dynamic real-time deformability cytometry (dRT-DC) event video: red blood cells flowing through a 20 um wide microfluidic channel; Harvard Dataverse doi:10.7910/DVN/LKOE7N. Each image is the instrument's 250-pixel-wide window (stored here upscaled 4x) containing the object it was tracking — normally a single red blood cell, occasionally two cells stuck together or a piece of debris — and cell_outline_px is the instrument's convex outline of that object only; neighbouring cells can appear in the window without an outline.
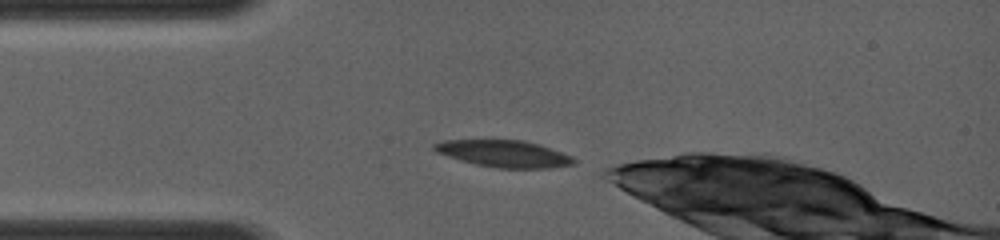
{"species": "common noctule bat (a hibernating species)", "species_latin": "Nyctalus noctula", "temperature_condition": "room temperature", "stored_images_in_passage": 60, "camera_frame_rate_fps": 4000, "um_per_image_px": 0.085, "animal": {"sex": "female", "body_mass_g": 19.0, "forearm_length_mm": 56.7}, "frame": {"image": 1, "passage_image": 1, "time_ms": 0.0, "image_size_px": [1000, 240], "cell_outline_px": [[576, 164], [552, 168], [496, 168], [476, 164], [460, 160], [436, 152], [432, 148], [432, 144], [444, 140], [524, 140], [540, 144], [572, 156], [576, 160]], "centroid_in_image_um": [42.86, 13.06], "position_along_channel_um": 42.1, "area_um2": 21.96}}
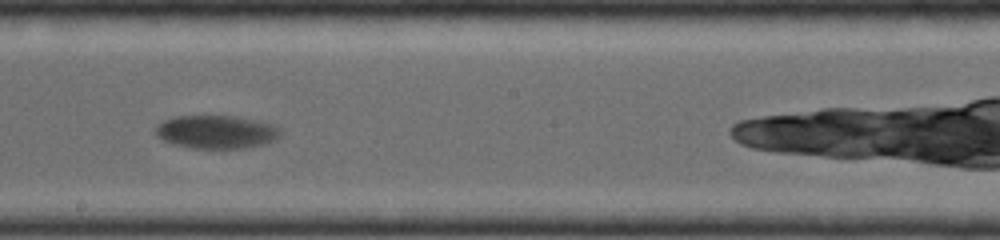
{"frame": {"image": 2, "passage_image": 25, "time_ms": 4.75, "image_size_px": [1000, 240], "cell_outline_px": [[280, 136], [264, 144], [244, 148], [192, 148], [172, 144], [156, 136], [156, 128], [164, 120], [176, 116], [232, 116], [256, 120], [280, 128]], "centroid_in_image_um": [18.36, 11.22], "position_along_channel_um": 229.8, "area_um2": 23.87}}
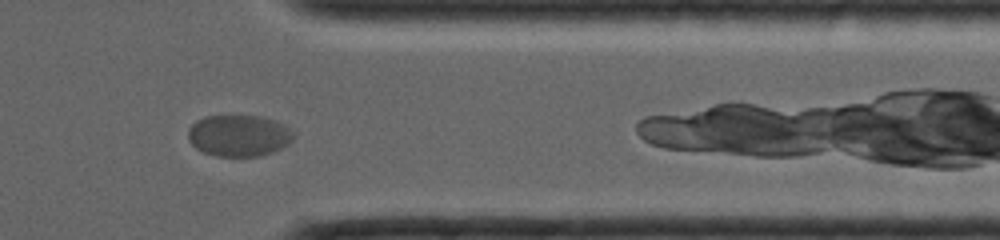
{"frame": {"image": 3, "passage_image": 49, "time_ms": 8.5, "image_size_px": [1000, 240], "cell_outline_px": [[296, 136], [288, 144], [272, 152], [260, 156], [216, 156], [204, 152], [196, 148], [188, 140], [188, 128], [196, 120], [204, 116], [260, 116], [276, 120], [284, 124]], "centroid_in_image_um": [20.3, 11.52], "position_along_channel_um": 391.1, "area_um2": 25.61}}